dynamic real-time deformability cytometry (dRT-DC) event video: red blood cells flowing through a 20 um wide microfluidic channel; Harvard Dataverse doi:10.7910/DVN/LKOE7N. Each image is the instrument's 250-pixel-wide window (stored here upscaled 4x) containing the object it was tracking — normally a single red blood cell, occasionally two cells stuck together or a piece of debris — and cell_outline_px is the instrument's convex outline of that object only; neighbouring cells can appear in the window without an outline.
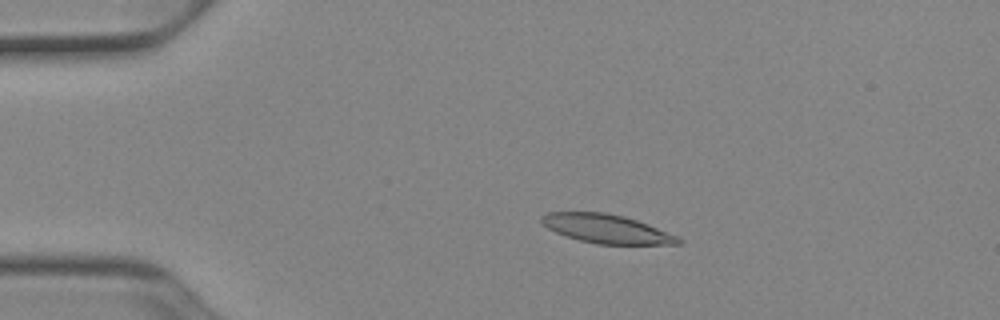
{"species": "Egyptian fruit bat (a non-hibernating species)", "species_latin": "Rousettus aegyptiacus", "temperature_condition": "cold", "stored_images_in_passage": 52, "camera_frame_rate_fps": 3000, "um_per_image_px": 0.085, "animal": {"sex": "female"}, "frame": {"image": 1, "passage_image": 11, "time_ms": 3.333, "image_size_px": [1000, 320], "cell_outline_px": [[684, 240], [680, 244], [596, 244], [580, 240], [556, 232], [548, 228], [540, 220], [540, 216], [548, 212], [604, 212], [624, 216], [648, 224], [680, 236]], "centroid_in_image_um": [51.6, 19.45], "position_along_channel_um": 33.4, "area_um2": 22.95}}
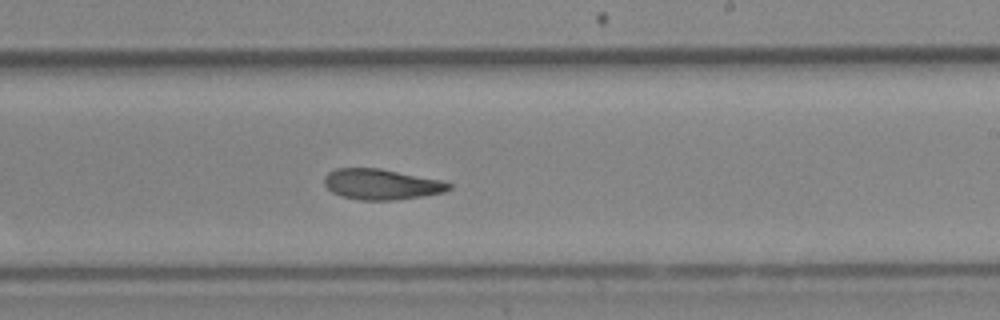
{"frame": {"image": 2, "passage_image": 32, "time_ms": 10.333, "image_size_px": [1000, 320], "cell_outline_px": [[452, 188], [444, 192], [396, 200], [360, 200], [340, 196], [332, 192], [324, 184], [324, 176], [328, 172], [336, 168], [380, 168], [440, 180], [452, 184]], "centroid_in_image_um": [32.39, 15.66], "position_along_channel_um": 256.6, "area_um2": 22.2}}
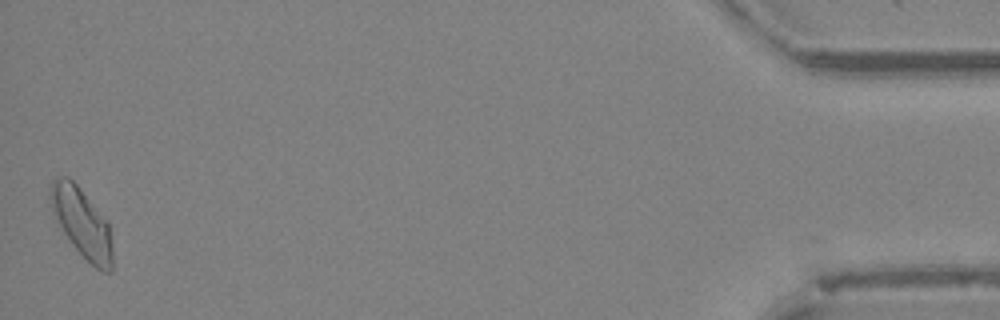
{"frame": {"image": 3, "passage_image": 52, "time_ms": 17.0, "image_size_px": [1000, 320], "cell_outline_px": [[112, 272], [104, 272], [96, 268], [72, 244], [56, 220], [52, 212], [48, 196], [48, 192], [52, 180], [56, 176], [68, 176], [76, 184], [108, 224], [112, 248]], "centroid_in_image_um": [6.91, 18.91], "position_along_channel_um": 428.3, "area_um2": 24.51}, "authors_computed_cell_mechanics": {"area_um2": 23.12, "velocity_mm_per_s": 3.9001, "shape_relaxation_time_tau1_ms": 4.0551, "shape_relaxation_time_tau2_ms": 5.0003, "deformation_change_tau1": 0.1622, "deformation_change_tau2": 0.1358}}